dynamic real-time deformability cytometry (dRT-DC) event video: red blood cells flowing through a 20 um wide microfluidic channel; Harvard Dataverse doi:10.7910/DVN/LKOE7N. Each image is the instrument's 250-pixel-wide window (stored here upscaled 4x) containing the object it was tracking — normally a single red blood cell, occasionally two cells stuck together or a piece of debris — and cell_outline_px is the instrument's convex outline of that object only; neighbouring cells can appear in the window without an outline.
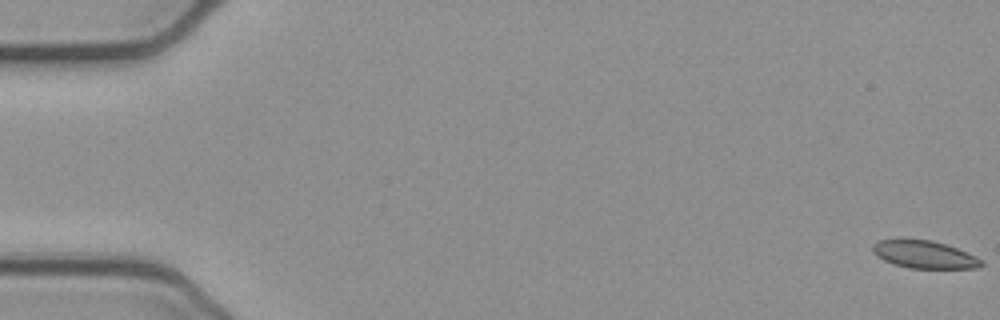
{"species": "common noctule bat (a hibernating species)", "species_latin": "Nyctalus noctula", "temperature_condition": "cold", "stored_images_in_passage": 53, "camera_frame_rate_fps": 3000, "um_per_image_px": 0.085, "animal": {"sex": "female", "body_mass_g": 21.9}, "frame": {"image": 1, "passage_image": 1, "time_ms": 0.0, "image_size_px": [1000, 320], "cell_outline_px": [[984, 264], [976, 268], [908, 268], [884, 260], [876, 256], [872, 252], [872, 244], [880, 240], [900, 236], [932, 240], [956, 248], [980, 260]], "centroid_in_image_um": [78.44, 21.58], "position_along_channel_um": 6.6, "area_um2": 17.74}}
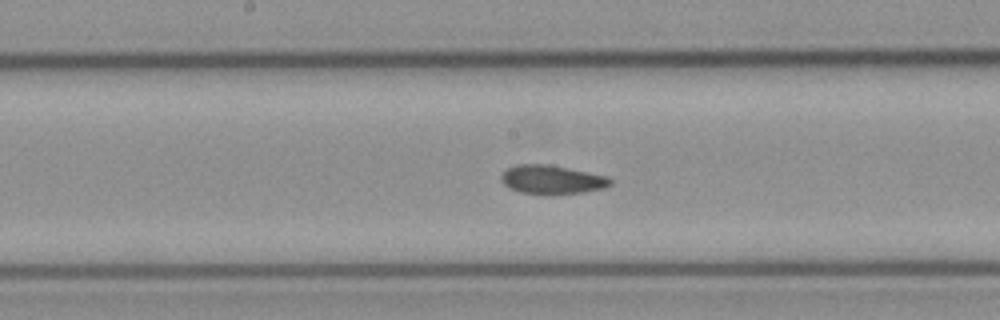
{"frame": {"image": 2, "passage_image": 28, "time_ms": 9.0, "image_size_px": [1000, 320], "cell_outline_px": [[612, 184], [604, 188], [580, 192], [520, 192], [504, 184], [500, 180], [500, 176], [508, 168], [516, 164], [548, 164], [608, 176], [612, 180]], "centroid_in_image_um": [46.92, 15.22], "position_along_channel_um": 201.3, "area_um2": 17.63}}
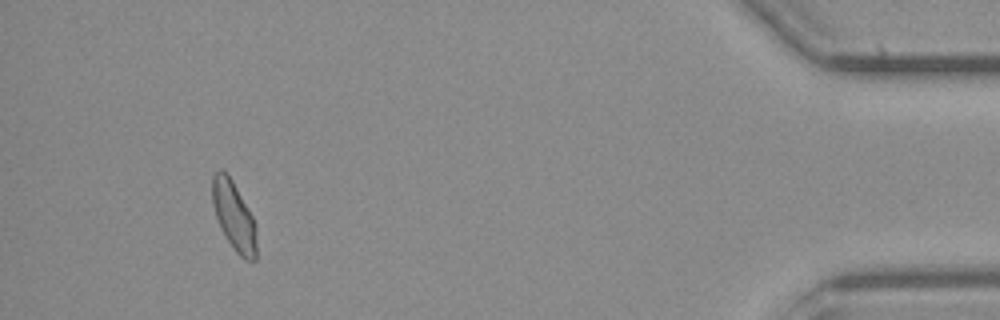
{"frame": {"image": 3, "passage_image": 50, "time_ms": 16.333, "image_size_px": [1000, 320], "cell_outline_px": [[256, 260], [244, 260], [236, 252], [228, 240], [216, 216], [212, 204], [212, 176], [220, 168], [232, 180], [252, 216], [256, 224]], "centroid_in_image_um": [19.89, 18.37], "position_along_channel_um": 415.3, "area_um2": 17.4}, "authors_computed_cell_mechanics": {"area_um2": 18.0914, "velocity_mm_per_s": 3.8775, "shape_relaxation_time_tau1_ms": 3.0546, "shape_relaxation_time_tau2_ms": 3.2893, "deformation_change_tau1": 0.0958, "deformation_change_tau2": 0.085}}